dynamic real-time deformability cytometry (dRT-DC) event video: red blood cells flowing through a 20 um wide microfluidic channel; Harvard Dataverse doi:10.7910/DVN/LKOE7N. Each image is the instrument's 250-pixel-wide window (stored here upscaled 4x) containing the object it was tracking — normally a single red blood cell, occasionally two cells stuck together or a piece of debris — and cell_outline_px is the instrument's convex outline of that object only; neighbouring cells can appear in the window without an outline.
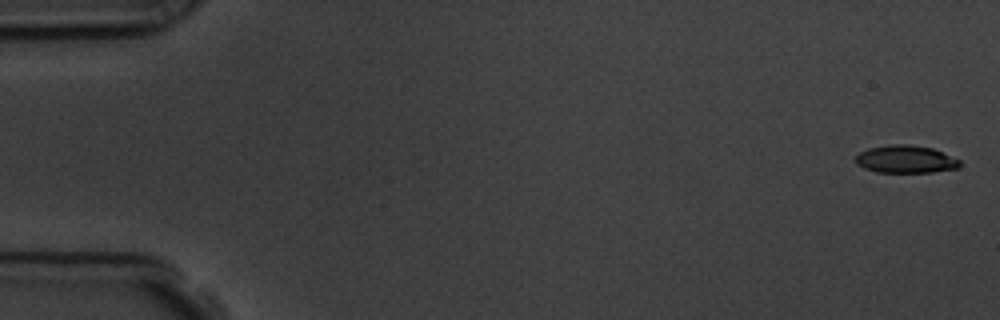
{"species": "common noctule bat (a hibernating species)", "species_latin": "Nyctalus noctula", "temperature_condition": "room temperature", "stored_images_in_passage": 6, "camera_frame_rate_fps": 3000, "um_per_image_px": 0.085, "animal": {"sex": "male", "body_mass_g": 19.5, "forearm_length_mm": 54.6}, "frame": {"image": 1, "passage_image": 1, "time_ms": 0.0, "image_size_px": [1000, 320], "cell_outline_px": [[960, 164], [956, 168], [932, 172], [876, 172], [864, 168], [856, 164], [856, 156], [860, 152], [868, 148], [888, 144], [908, 144], [932, 148], [960, 160]], "centroid_in_image_um": [76.94, 13.53], "position_along_channel_um": 8.1, "area_um2": 16.7}}
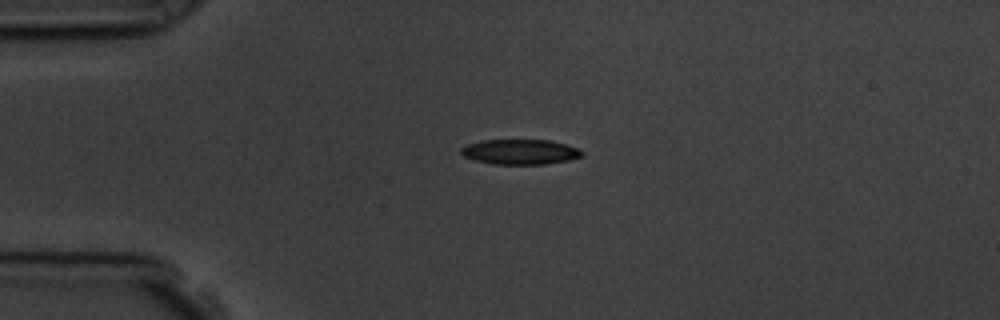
{"frame": {"image": 2, "passage_image": 4, "time_ms": 4.0, "image_size_px": [1000, 320], "cell_outline_px": [[584, 156], [568, 160], [548, 164], [492, 164], [476, 160], [464, 156], [460, 152], [460, 148], [468, 144], [484, 140], [548, 140], [580, 148], [584, 152]], "centroid_in_image_um": [44.25, 12.91], "position_along_channel_um": 40.7, "area_um2": 17.69}}
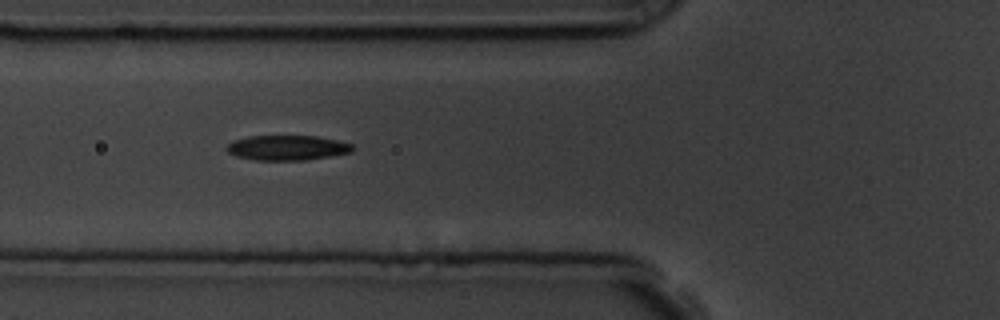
{"frame": {"image": 3, "passage_image": 6, "time_ms": 6.333, "image_size_px": [1000, 320], "cell_outline_px": [[356, 148], [352, 152], [332, 156], [304, 160], [256, 160], [236, 156], [228, 152], [224, 148], [232, 140], [248, 136], [316, 136], [336, 140], [352, 144]], "centroid_in_image_um": [24.41, 12.56], "position_along_channel_um": 101.4, "area_um2": 18.44}}